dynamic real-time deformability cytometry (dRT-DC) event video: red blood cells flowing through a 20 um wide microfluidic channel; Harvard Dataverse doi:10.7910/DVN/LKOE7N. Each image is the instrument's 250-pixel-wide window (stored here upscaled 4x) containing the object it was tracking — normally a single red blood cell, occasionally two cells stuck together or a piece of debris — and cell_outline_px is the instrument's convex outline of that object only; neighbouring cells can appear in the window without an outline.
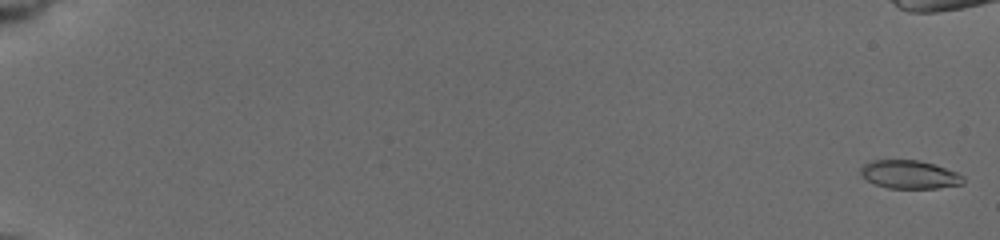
{"species": "common noctule bat (a hibernating species)", "species_latin": "Nyctalus noctula", "temperature_condition": "cold", "stored_images_in_passage": 59, "camera_frame_rate_fps": 3000, "um_per_image_px": 0.085, "animal": {"sex": "female", "body_mass_g": 19.5, "forearm_length_mm": 54.1}, "frame": {"image": 1, "passage_image": 2, "time_ms": 0.333, "image_size_px": [1000, 240], "cell_outline_px": [[964, 184], [936, 188], [888, 188], [876, 184], [868, 180], [860, 172], [860, 168], [864, 164], [872, 160], [920, 160], [956, 172], [964, 176]], "centroid_in_image_um": [77.32, 14.83], "position_along_channel_um": 7.7, "area_um2": 16.76}}
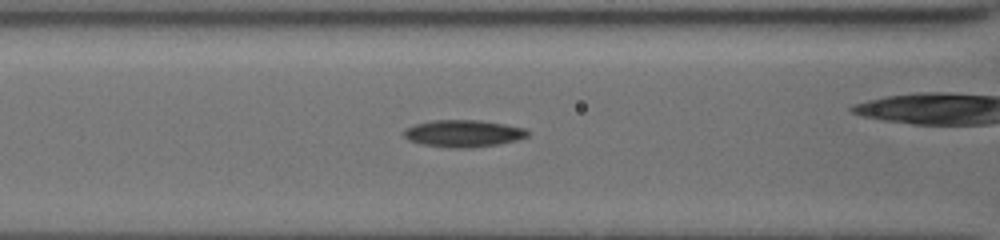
{"frame": {"image": 2, "passage_image": 28, "time_ms": 9.0, "image_size_px": [1000, 240], "cell_outline_px": [[528, 136], [516, 140], [500, 144], [472, 148], [448, 148], [420, 144], [408, 140], [404, 136], [404, 128], [416, 124], [432, 120], [480, 120], [504, 124], [524, 128], [528, 132]], "centroid_in_image_um": [39.35, 11.35], "position_along_channel_um": 127.2, "area_um2": 19.65}}
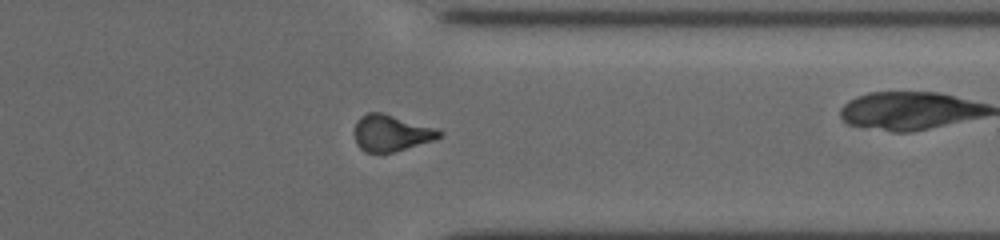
{"frame": {"image": 3, "passage_image": 48, "time_ms": 15.667, "image_size_px": [1000, 240], "cell_outline_px": [[444, 136], [436, 140], [380, 156], [364, 152], [356, 144], [352, 132], [356, 120], [360, 116], [368, 112], [380, 112], [440, 128], [444, 132]], "centroid_in_image_um": [33.25, 11.34], "position_along_channel_um": 378.1, "area_um2": 19.07}, "authors_computed_cell_mechanics": {"area_um2": 18.0336, "velocity_mm_per_s": 3.7773, "shape_relaxation_time_tau1_ms": 5.1922, "shape_relaxation_time_tau2_ms": null, "deformation_change_tau1": 0.1595, "deformation_change_tau2": null}}